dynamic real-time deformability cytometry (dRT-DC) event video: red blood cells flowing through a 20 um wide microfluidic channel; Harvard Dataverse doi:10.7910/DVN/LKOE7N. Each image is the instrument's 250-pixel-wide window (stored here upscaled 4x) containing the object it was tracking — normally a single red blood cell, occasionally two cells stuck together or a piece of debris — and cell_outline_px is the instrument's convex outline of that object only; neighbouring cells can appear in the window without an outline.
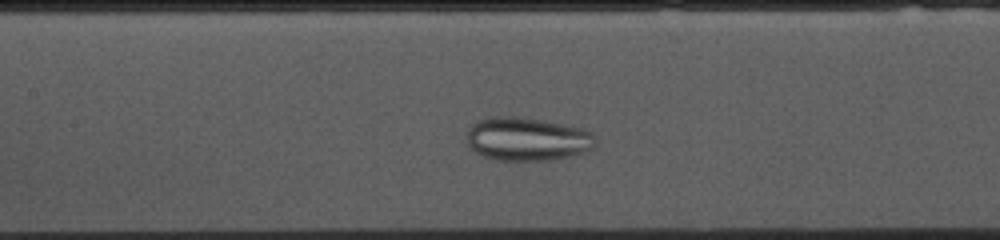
{"species": "common noctule bat (a hibernating species)", "species_latin": "Nyctalus noctula", "temperature_condition": "cold", "stored_images_in_passage": 38, "camera_frame_rate_fps": 3000, "um_per_image_px": 0.085, "animal": {"sex": "female", "body_mass_g": 10.0, "forearm_length_mm": 53.1}, "frame": {"image": 1, "passage_image": 18, "time_ms": 5.667, "image_size_px": [1000, 240], "cell_outline_px": [[596, 144], [592, 148], [584, 152], [552, 160], [500, 160], [484, 156], [476, 152], [468, 144], [468, 132], [472, 124], [480, 120], [492, 116], [512, 116], [540, 120], [564, 124], [584, 128], [592, 132], [596, 136]], "centroid_in_image_um": [44.86, 11.81], "position_along_channel_um": 162.5, "area_um2": 32.43}}
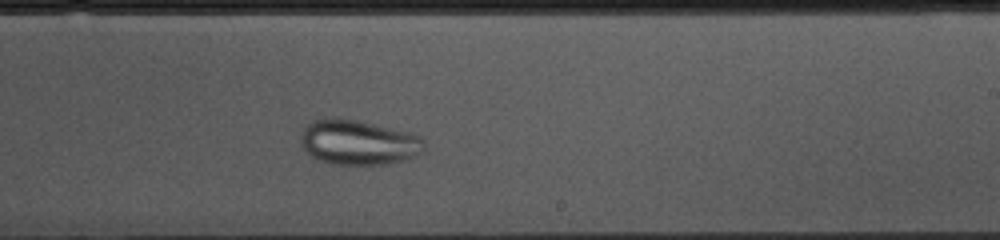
{"frame": {"image": 2, "passage_image": 26, "time_ms": 8.333, "image_size_px": [1000, 240], "cell_outline_px": [[424, 152], [404, 160], [384, 164], [336, 164], [320, 160], [312, 156], [304, 148], [300, 136], [304, 128], [312, 120], [324, 116], [336, 116], [356, 120], [408, 132], [420, 136], [424, 140]], "centroid_in_image_um": [30.45, 12.07], "position_along_channel_um": 258.5, "area_um2": 32.31}}
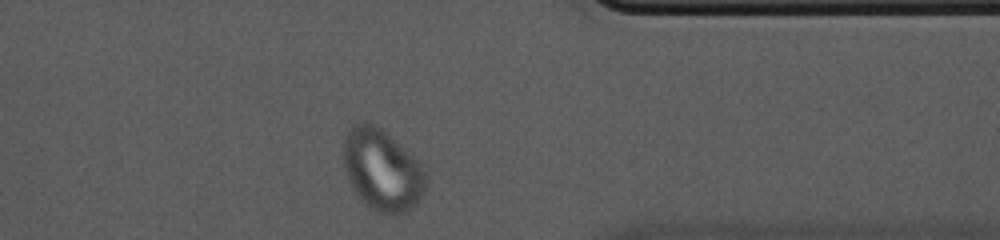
{"frame": {"image": 3, "passage_image": 37, "time_ms": 12.0, "image_size_px": [1000, 240], "cell_outline_px": [[428, 184], [424, 192], [404, 212], [396, 216], [384, 216], [368, 208], [356, 196], [348, 180], [344, 164], [344, 140], [348, 132], [356, 124], [372, 124], [380, 128], [420, 160], [428, 168]], "centroid_in_image_um": [32.53, 14.51], "position_along_channel_um": 378.9, "area_um2": 39.54}}